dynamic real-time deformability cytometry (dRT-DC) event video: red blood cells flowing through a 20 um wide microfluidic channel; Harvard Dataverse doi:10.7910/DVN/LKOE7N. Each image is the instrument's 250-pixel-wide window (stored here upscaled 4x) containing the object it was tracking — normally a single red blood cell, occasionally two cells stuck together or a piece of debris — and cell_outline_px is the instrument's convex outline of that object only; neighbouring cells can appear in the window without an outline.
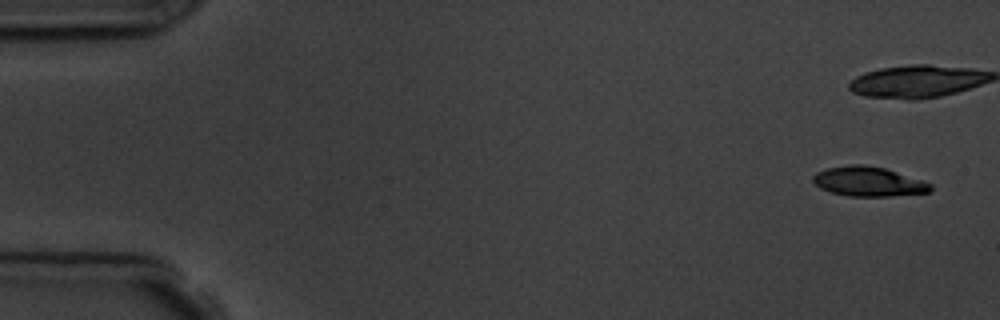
{"species": "common noctule bat (a hibernating species)", "species_latin": "Nyctalus noctula", "temperature_condition": "room temperature", "stored_images_in_passage": 5, "camera_frame_rate_fps": 3000, "um_per_image_px": 0.085, "animal": {"sex": "male", "body_mass_g": 19.5, "forearm_length_mm": 54.6}, "frame": {"image": 1, "passage_image": 1, "time_ms": 0.0, "image_size_px": [1000, 320], "cell_outline_px": [[932, 188], [928, 192], [888, 196], [848, 196], [832, 192], [820, 188], [812, 180], [812, 176], [816, 172], [828, 168], [852, 164], [864, 164], [884, 168], [924, 180], [932, 184]], "centroid_in_image_um": [73.82, 15.42], "position_along_channel_um": 11.2, "area_um2": 20.17}}